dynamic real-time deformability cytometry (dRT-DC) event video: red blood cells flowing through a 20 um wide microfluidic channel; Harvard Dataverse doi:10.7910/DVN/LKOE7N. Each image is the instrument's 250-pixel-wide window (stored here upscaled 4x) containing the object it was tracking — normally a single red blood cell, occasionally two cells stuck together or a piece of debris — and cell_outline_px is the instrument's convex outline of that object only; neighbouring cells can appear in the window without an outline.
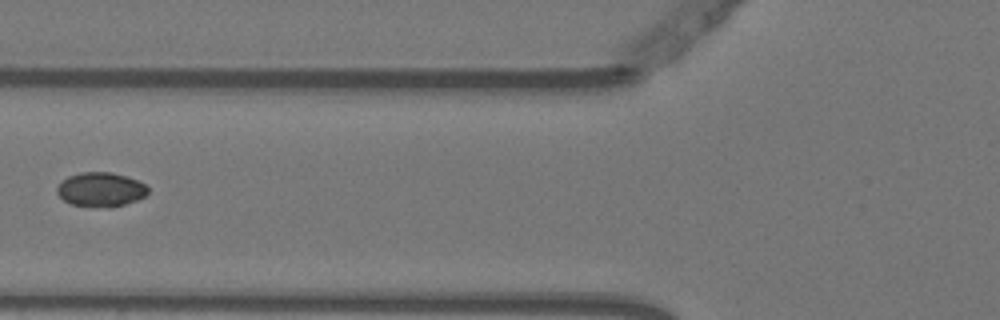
{"species": "Egyptian fruit bat (a non-hibernating species)", "species_latin": "Rousettus aegyptiacus", "temperature_condition": "warm", "stored_images_in_passage": 5, "camera_frame_rate_fps": 3000, "um_per_image_px": 0.085, "animal": {"sex": "female"}, "frame": {"image": 1, "passage_image": 5, "time_ms": 1.333, "image_size_px": [1000, 320], "cell_outline_px": [[148, 192], [144, 196], [136, 200], [124, 204], [108, 208], [72, 204], [64, 200], [56, 192], [56, 188], [68, 176], [80, 172], [112, 172], [128, 176], [144, 184], [148, 188]], "centroid_in_image_um": [8.56, 16.1], "position_along_channel_um": 117.2, "area_um2": 18.03}}